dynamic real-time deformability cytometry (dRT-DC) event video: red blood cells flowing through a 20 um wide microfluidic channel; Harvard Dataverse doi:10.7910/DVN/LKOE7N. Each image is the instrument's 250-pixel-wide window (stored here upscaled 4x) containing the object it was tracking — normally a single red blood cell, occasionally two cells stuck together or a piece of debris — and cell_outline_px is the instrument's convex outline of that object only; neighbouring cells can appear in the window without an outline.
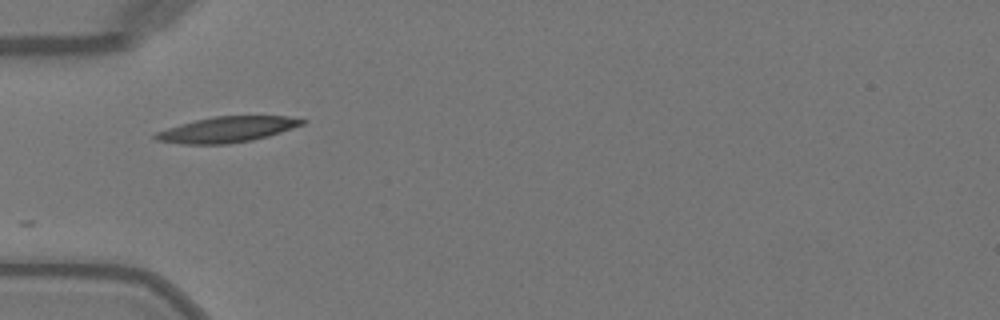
{"species": "Egyptian fruit bat (a non-hibernating species)", "species_latin": "Rousettus aegyptiacus", "temperature_condition": "warm", "stored_images_in_passage": 19, "camera_frame_rate_fps": 3000, "um_per_image_px": 0.085, "animal": {"sex": "female"}, "frame": {"image": 1, "passage_image": 1, "time_ms": 0.0, "image_size_px": [1000, 320], "cell_outline_px": [[308, 120], [304, 124], [268, 136], [252, 140], [228, 144], [180, 144], [156, 140], [152, 136], [156, 132], [180, 124], [196, 120], [216, 116], [288, 116]], "centroid_in_image_um": [19.3, 11.01], "position_along_channel_um": 65.7, "area_um2": 21.85}}
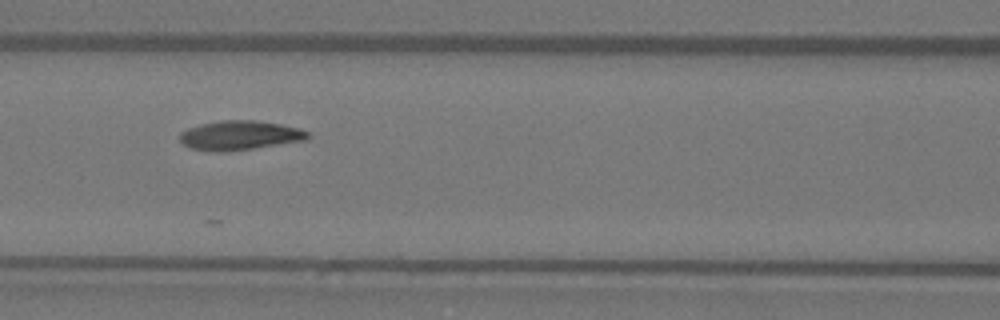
{"frame": {"image": 2, "passage_image": 7, "time_ms": 2.0, "image_size_px": [1000, 320], "cell_outline_px": [[312, 136], [308, 140], [228, 152], [216, 152], [188, 148], [180, 140], [180, 132], [188, 128], [200, 124], [220, 120], [256, 120], [280, 124], [300, 128], [308, 132]], "centroid_in_image_um": [20.4, 11.51], "position_along_channel_um": 146.2, "area_um2": 22.2}}
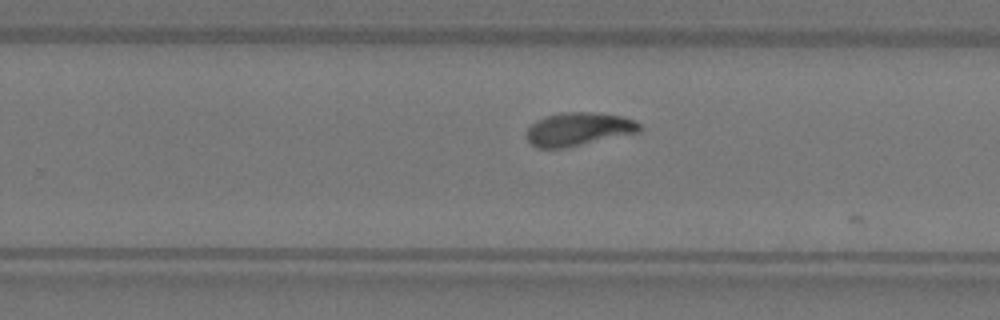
{"frame": {"image": 3, "passage_image": 17, "time_ms": 5.333, "image_size_px": [1000, 320], "cell_outline_px": [[640, 132], [568, 148], [536, 148], [524, 136], [528, 128], [536, 120], [544, 116], [564, 112], [596, 112], [624, 116], [636, 120], [640, 124]], "centroid_in_image_um": [49.18, 10.98], "position_along_channel_um": 280.6, "area_um2": 22.37}}